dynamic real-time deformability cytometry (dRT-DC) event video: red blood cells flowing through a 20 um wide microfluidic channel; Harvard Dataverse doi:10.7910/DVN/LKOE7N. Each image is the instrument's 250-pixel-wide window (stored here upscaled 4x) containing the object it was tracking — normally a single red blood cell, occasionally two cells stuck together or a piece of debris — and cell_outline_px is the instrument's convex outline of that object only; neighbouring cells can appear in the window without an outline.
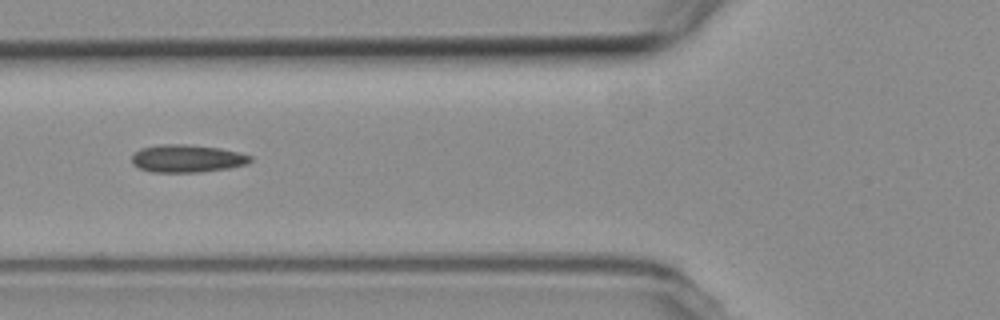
{"species": "common noctule bat (a hibernating species)", "species_latin": "Nyctalus noctula", "temperature_condition": "room temperature", "stored_images_in_passage": 6, "camera_frame_rate_fps": 3000, "um_per_image_px": 0.085, "animal": {"sex": "female", "body_mass_g": 19.3, "forearm_length_mm": 54.1}, "frame": {"image": 1, "passage_image": 5, "time_ms": 5.333, "image_size_px": [1000, 320], "cell_outline_px": [[252, 160], [248, 164], [228, 168], [200, 172], [152, 172], [140, 168], [132, 164], [132, 156], [140, 148], [160, 144], [184, 144], [220, 148], [240, 152], [252, 156]], "centroid_in_image_um": [15.92, 13.47], "position_along_channel_um": 109.9, "area_um2": 19.19}}
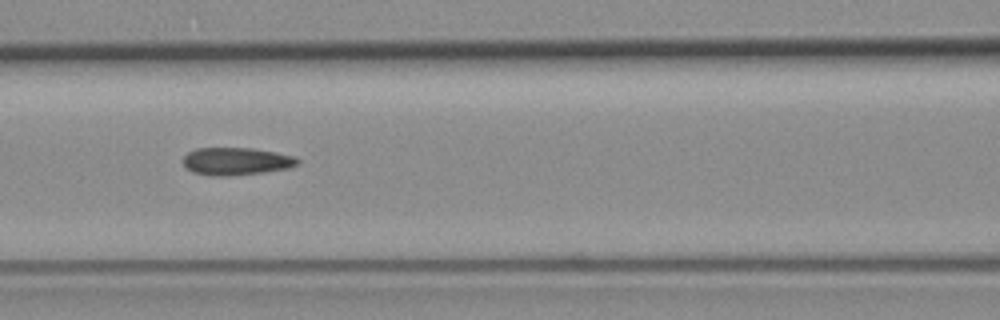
{"frame": {"image": 2, "passage_image": 6, "time_ms": 6.333, "image_size_px": [1000, 320], "cell_outline_px": [[300, 164], [288, 168], [264, 172], [224, 176], [212, 176], [192, 172], [184, 164], [184, 156], [188, 152], [196, 148], [252, 148], [276, 152], [296, 156], [300, 160]], "centroid_in_image_um": [20.12, 13.7], "position_along_channel_um": 146.5, "area_um2": 18.44}}